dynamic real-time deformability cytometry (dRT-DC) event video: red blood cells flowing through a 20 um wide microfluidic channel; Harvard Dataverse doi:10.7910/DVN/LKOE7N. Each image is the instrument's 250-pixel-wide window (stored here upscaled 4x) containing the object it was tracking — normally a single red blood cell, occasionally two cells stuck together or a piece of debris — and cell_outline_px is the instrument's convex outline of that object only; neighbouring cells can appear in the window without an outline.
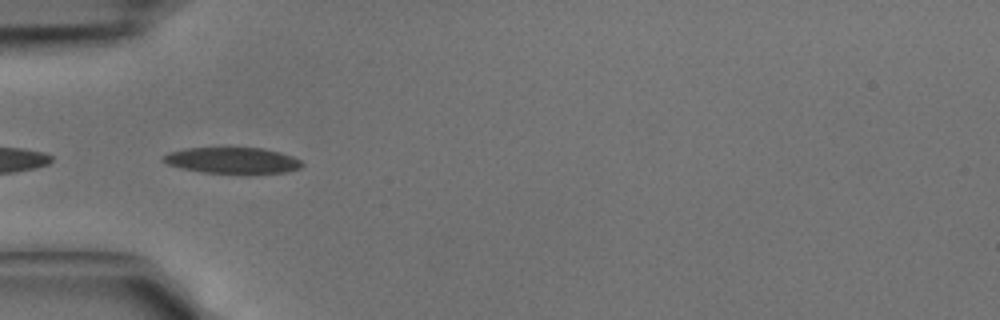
{"species": "common noctule bat (a hibernating species)", "species_latin": "Nyctalus noctula", "temperature_condition": "cold", "stored_images_in_passage": 15, "camera_frame_rate_fps": 3000, "um_per_image_px": 0.085, "animal": {"sex": "male", "body_mass_g": 15.6}, "frame": {"image": 1, "passage_image": 13, "time_ms": 4.0, "image_size_px": [1000, 320], "cell_outline_px": [[304, 164], [300, 168], [288, 172], [244, 176], [204, 172], [180, 168], [168, 164], [160, 160], [160, 156], [168, 152], [184, 148], [264, 148], [280, 152], [292, 156], [300, 160]], "centroid_in_image_um": [19.76, 13.67], "position_along_channel_um": 65.2, "area_um2": 22.08}}